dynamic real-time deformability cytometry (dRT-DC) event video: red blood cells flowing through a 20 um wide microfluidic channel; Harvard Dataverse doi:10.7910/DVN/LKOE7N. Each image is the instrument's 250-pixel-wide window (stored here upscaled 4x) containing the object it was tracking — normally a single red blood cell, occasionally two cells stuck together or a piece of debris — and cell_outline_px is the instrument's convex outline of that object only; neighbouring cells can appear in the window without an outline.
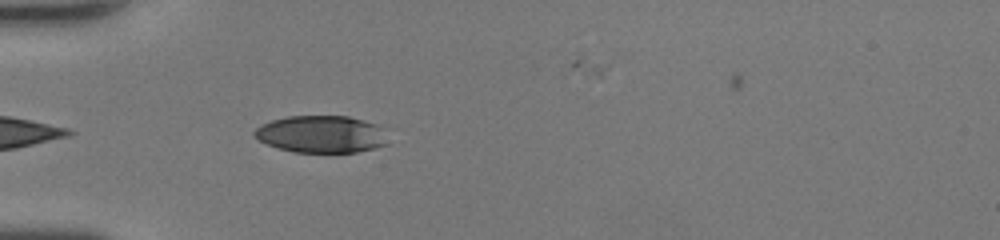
{"species": "human", "species_latin": "Homo sapiens", "temperature_condition": "room temperature", "stored_images_in_passage": 22, "camera_frame_rate_fps": 3000, "um_per_image_px": 0.085, "donor": {"sex": "female"}, "frame": {"image": 1, "passage_image": 2, "time_ms": 0.333, "image_size_px": [1000, 240], "cell_outline_px": [[388, 144], [376, 148], [356, 152], [292, 152], [268, 144], [252, 136], [252, 132], [260, 124], [272, 120], [288, 116], [348, 116], [376, 124], [380, 128]], "centroid_in_image_um": [27.26, 11.4], "position_along_channel_um": 57.7, "area_um2": 28.78}}
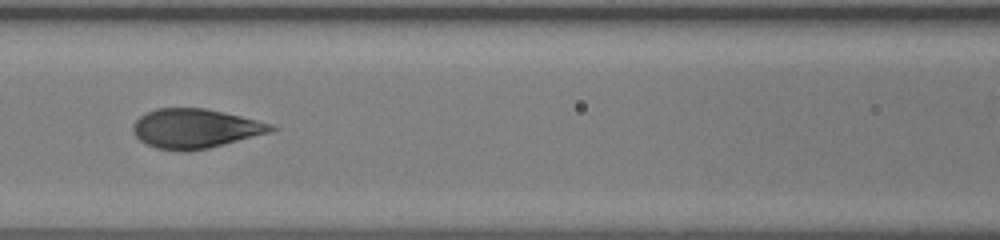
{"frame": {"image": 2, "passage_image": 9, "time_ms": 2.667, "image_size_px": [1000, 240], "cell_outline_px": [[280, 128], [268, 132], [224, 144], [208, 148], [188, 152], [156, 148], [140, 140], [132, 132], [132, 124], [140, 116], [156, 108], [204, 108], [224, 112], [272, 124]], "centroid_in_image_um": [16.56, 10.92], "position_along_channel_um": 150.0, "area_um2": 31.44}}
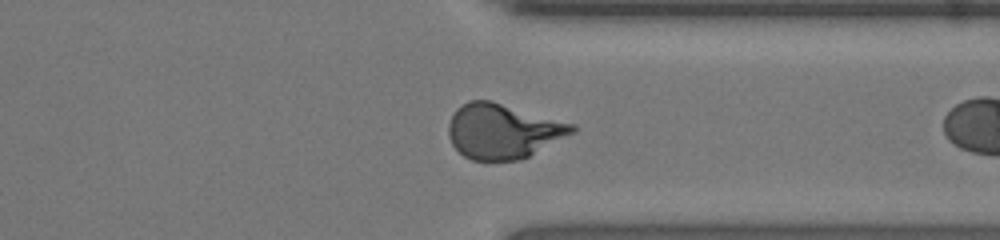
{"frame": {"image": 3, "passage_image": 21, "time_ms": 6.667, "image_size_px": [1000, 240], "cell_outline_px": [[576, 132], [528, 156], [516, 160], [472, 160], [464, 156], [452, 144], [448, 136], [448, 124], [456, 108], [468, 100], [488, 100], [576, 124]], "centroid_in_image_um": [42.74, 11.14], "position_along_channel_um": 368.7, "area_um2": 39.3}}